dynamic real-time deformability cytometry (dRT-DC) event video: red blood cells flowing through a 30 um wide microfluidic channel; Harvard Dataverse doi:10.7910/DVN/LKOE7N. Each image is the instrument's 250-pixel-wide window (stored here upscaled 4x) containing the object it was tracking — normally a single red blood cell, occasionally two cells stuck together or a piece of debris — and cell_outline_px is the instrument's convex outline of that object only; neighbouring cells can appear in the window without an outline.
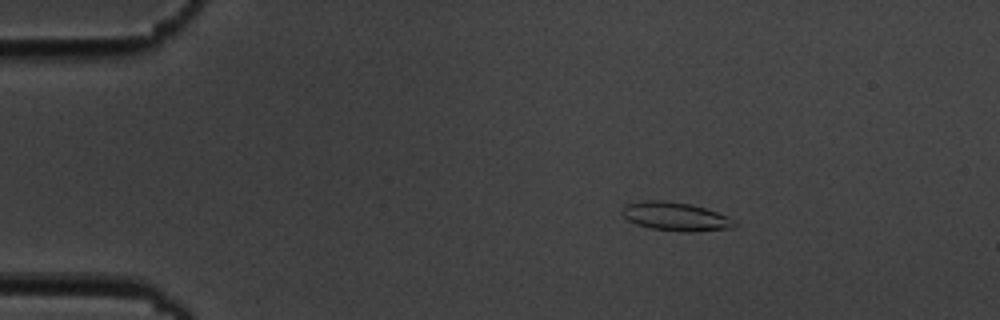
{"species": "common noctule bat (a hibernating species)", "species_latin": "Nyctalus noctula", "temperature_condition": "cold", "stored_images_in_passage": 4, "camera_frame_rate_fps": 3000, "um_per_image_px": 0.085, "animal": {"sex": "male", "body_mass_g": 19.5, "forearm_length_mm": 54.6}, "frame": {"image": 1, "passage_image": 2, "time_ms": 1.0, "image_size_px": [1000, 320], "cell_outline_px": [[736, 224], [732, 228], [692, 232], [684, 232], [652, 228], [636, 224], [628, 220], [620, 212], [628, 204], [644, 200], [664, 200], [692, 204], [716, 212], [732, 220]], "centroid_in_image_um": [57.39, 18.4], "position_along_channel_um": 27.6, "area_um2": 18.44}}